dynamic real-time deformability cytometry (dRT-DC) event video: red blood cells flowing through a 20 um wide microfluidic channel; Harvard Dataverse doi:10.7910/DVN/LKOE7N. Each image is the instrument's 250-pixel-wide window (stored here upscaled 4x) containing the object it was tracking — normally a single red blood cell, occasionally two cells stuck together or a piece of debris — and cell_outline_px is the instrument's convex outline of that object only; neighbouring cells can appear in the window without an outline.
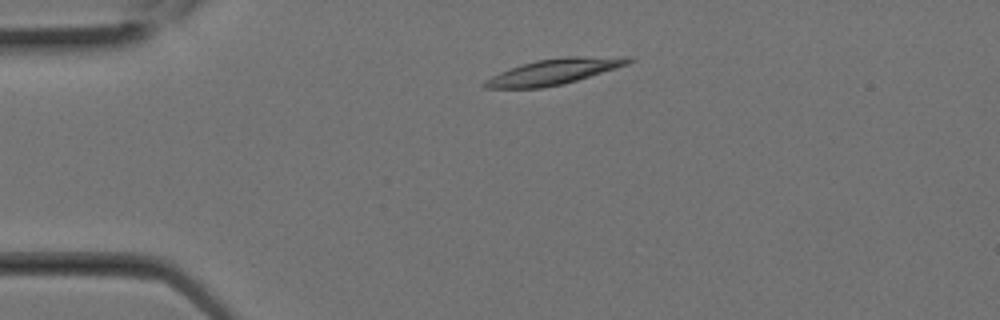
{"species": "Egyptian fruit bat (a non-hibernating species)", "species_latin": "Rousettus aegyptiacus", "temperature_condition": "room temperature", "stored_images_in_passage": 1, "camera_frame_rate_fps": 3000, "um_per_image_px": 0.085, "animal": {"sex": "female"}, "frame": {"image": 1, "passage_image": 1, "time_ms": 0.0, "image_size_px": [1000, 320], "cell_outline_px": [[636, 60], [628, 64], [564, 84], [544, 88], [484, 88], [480, 84], [484, 80], [500, 72], [536, 60], [564, 56], [632, 56]], "centroid_in_image_um": [47.13, 6.08], "position_along_channel_um": 37.9, "area_um2": 21.62}}